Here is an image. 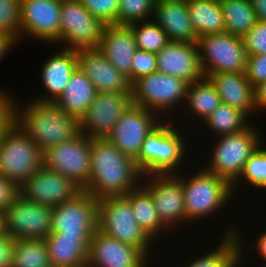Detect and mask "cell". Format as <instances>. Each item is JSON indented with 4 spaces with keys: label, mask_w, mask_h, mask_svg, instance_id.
Segmentation results:
<instances>
[{
    "label": "cell",
    "mask_w": 266,
    "mask_h": 267,
    "mask_svg": "<svg viewBox=\"0 0 266 267\" xmlns=\"http://www.w3.org/2000/svg\"><path fill=\"white\" fill-rule=\"evenodd\" d=\"M220 104L221 100L215 86L208 78L203 77L197 82L188 84L183 109L180 108L176 114L184 116L182 120L186 124L191 123L193 125L194 123L197 124V122L202 124ZM186 117L188 119H185ZM186 120L189 122H186Z\"/></svg>",
    "instance_id": "obj_27"
},
{
    "label": "cell",
    "mask_w": 266,
    "mask_h": 267,
    "mask_svg": "<svg viewBox=\"0 0 266 267\" xmlns=\"http://www.w3.org/2000/svg\"><path fill=\"white\" fill-rule=\"evenodd\" d=\"M254 103L257 114L263 110L266 111V81L254 86Z\"/></svg>",
    "instance_id": "obj_47"
},
{
    "label": "cell",
    "mask_w": 266,
    "mask_h": 267,
    "mask_svg": "<svg viewBox=\"0 0 266 267\" xmlns=\"http://www.w3.org/2000/svg\"><path fill=\"white\" fill-rule=\"evenodd\" d=\"M105 25L83 6L81 0H62L59 47L82 50L98 48Z\"/></svg>",
    "instance_id": "obj_11"
},
{
    "label": "cell",
    "mask_w": 266,
    "mask_h": 267,
    "mask_svg": "<svg viewBox=\"0 0 266 267\" xmlns=\"http://www.w3.org/2000/svg\"><path fill=\"white\" fill-rule=\"evenodd\" d=\"M187 7L198 37L225 32L220 0H187Z\"/></svg>",
    "instance_id": "obj_31"
},
{
    "label": "cell",
    "mask_w": 266,
    "mask_h": 267,
    "mask_svg": "<svg viewBox=\"0 0 266 267\" xmlns=\"http://www.w3.org/2000/svg\"><path fill=\"white\" fill-rule=\"evenodd\" d=\"M4 232L15 239L44 240L51 233L52 208L18 193L3 211Z\"/></svg>",
    "instance_id": "obj_12"
},
{
    "label": "cell",
    "mask_w": 266,
    "mask_h": 267,
    "mask_svg": "<svg viewBox=\"0 0 266 267\" xmlns=\"http://www.w3.org/2000/svg\"><path fill=\"white\" fill-rule=\"evenodd\" d=\"M130 204L132 213L138 225L147 233V235L156 242L165 233L171 232L160 222L157 210L152 196L140 185L137 189L130 192ZM163 232V233H162Z\"/></svg>",
    "instance_id": "obj_30"
},
{
    "label": "cell",
    "mask_w": 266,
    "mask_h": 267,
    "mask_svg": "<svg viewBox=\"0 0 266 267\" xmlns=\"http://www.w3.org/2000/svg\"><path fill=\"white\" fill-rule=\"evenodd\" d=\"M162 121L155 112L131 104L106 139L122 153L135 159L146 136Z\"/></svg>",
    "instance_id": "obj_16"
},
{
    "label": "cell",
    "mask_w": 266,
    "mask_h": 267,
    "mask_svg": "<svg viewBox=\"0 0 266 267\" xmlns=\"http://www.w3.org/2000/svg\"><path fill=\"white\" fill-rule=\"evenodd\" d=\"M98 230L123 243L139 248L149 259L155 243L138 225L132 213L130 192L98 200ZM152 253V255H151Z\"/></svg>",
    "instance_id": "obj_8"
},
{
    "label": "cell",
    "mask_w": 266,
    "mask_h": 267,
    "mask_svg": "<svg viewBox=\"0 0 266 267\" xmlns=\"http://www.w3.org/2000/svg\"><path fill=\"white\" fill-rule=\"evenodd\" d=\"M18 193L19 189L0 175V210L4 211Z\"/></svg>",
    "instance_id": "obj_46"
},
{
    "label": "cell",
    "mask_w": 266,
    "mask_h": 267,
    "mask_svg": "<svg viewBox=\"0 0 266 267\" xmlns=\"http://www.w3.org/2000/svg\"><path fill=\"white\" fill-rule=\"evenodd\" d=\"M81 191L72 179L44 166L19 189L27 200L51 208L67 202Z\"/></svg>",
    "instance_id": "obj_19"
},
{
    "label": "cell",
    "mask_w": 266,
    "mask_h": 267,
    "mask_svg": "<svg viewBox=\"0 0 266 267\" xmlns=\"http://www.w3.org/2000/svg\"><path fill=\"white\" fill-rule=\"evenodd\" d=\"M92 235L64 236L50 233L45 239L52 267H75L87 263Z\"/></svg>",
    "instance_id": "obj_26"
},
{
    "label": "cell",
    "mask_w": 266,
    "mask_h": 267,
    "mask_svg": "<svg viewBox=\"0 0 266 267\" xmlns=\"http://www.w3.org/2000/svg\"><path fill=\"white\" fill-rule=\"evenodd\" d=\"M4 231V219H3V211L0 210V232Z\"/></svg>",
    "instance_id": "obj_50"
},
{
    "label": "cell",
    "mask_w": 266,
    "mask_h": 267,
    "mask_svg": "<svg viewBox=\"0 0 266 267\" xmlns=\"http://www.w3.org/2000/svg\"><path fill=\"white\" fill-rule=\"evenodd\" d=\"M187 87L188 83L183 79L160 72L151 73L131 84L132 104L155 112L163 120H174L177 119L175 116H180L174 113L183 108Z\"/></svg>",
    "instance_id": "obj_7"
},
{
    "label": "cell",
    "mask_w": 266,
    "mask_h": 267,
    "mask_svg": "<svg viewBox=\"0 0 266 267\" xmlns=\"http://www.w3.org/2000/svg\"><path fill=\"white\" fill-rule=\"evenodd\" d=\"M157 55L137 49L132 58L131 84L142 76L157 72Z\"/></svg>",
    "instance_id": "obj_42"
},
{
    "label": "cell",
    "mask_w": 266,
    "mask_h": 267,
    "mask_svg": "<svg viewBox=\"0 0 266 267\" xmlns=\"http://www.w3.org/2000/svg\"><path fill=\"white\" fill-rule=\"evenodd\" d=\"M97 230L98 200L87 191L52 208L51 233L93 235Z\"/></svg>",
    "instance_id": "obj_14"
},
{
    "label": "cell",
    "mask_w": 266,
    "mask_h": 267,
    "mask_svg": "<svg viewBox=\"0 0 266 267\" xmlns=\"http://www.w3.org/2000/svg\"><path fill=\"white\" fill-rule=\"evenodd\" d=\"M51 266L48 249L44 240L15 239L12 249L11 267Z\"/></svg>",
    "instance_id": "obj_35"
},
{
    "label": "cell",
    "mask_w": 266,
    "mask_h": 267,
    "mask_svg": "<svg viewBox=\"0 0 266 267\" xmlns=\"http://www.w3.org/2000/svg\"><path fill=\"white\" fill-rule=\"evenodd\" d=\"M78 68L91 80L97 93H131V83L99 48L77 50Z\"/></svg>",
    "instance_id": "obj_20"
},
{
    "label": "cell",
    "mask_w": 266,
    "mask_h": 267,
    "mask_svg": "<svg viewBox=\"0 0 266 267\" xmlns=\"http://www.w3.org/2000/svg\"><path fill=\"white\" fill-rule=\"evenodd\" d=\"M156 0H119L118 25L153 20Z\"/></svg>",
    "instance_id": "obj_38"
},
{
    "label": "cell",
    "mask_w": 266,
    "mask_h": 267,
    "mask_svg": "<svg viewBox=\"0 0 266 267\" xmlns=\"http://www.w3.org/2000/svg\"><path fill=\"white\" fill-rule=\"evenodd\" d=\"M225 32L243 37L257 23L251 0H220Z\"/></svg>",
    "instance_id": "obj_32"
},
{
    "label": "cell",
    "mask_w": 266,
    "mask_h": 267,
    "mask_svg": "<svg viewBox=\"0 0 266 267\" xmlns=\"http://www.w3.org/2000/svg\"><path fill=\"white\" fill-rule=\"evenodd\" d=\"M197 47L204 77L246 70L248 56L242 37L227 32L206 34L198 37Z\"/></svg>",
    "instance_id": "obj_9"
},
{
    "label": "cell",
    "mask_w": 266,
    "mask_h": 267,
    "mask_svg": "<svg viewBox=\"0 0 266 267\" xmlns=\"http://www.w3.org/2000/svg\"><path fill=\"white\" fill-rule=\"evenodd\" d=\"M242 39L247 56L266 54V23L257 21Z\"/></svg>",
    "instance_id": "obj_43"
},
{
    "label": "cell",
    "mask_w": 266,
    "mask_h": 267,
    "mask_svg": "<svg viewBox=\"0 0 266 267\" xmlns=\"http://www.w3.org/2000/svg\"><path fill=\"white\" fill-rule=\"evenodd\" d=\"M220 239V240H219ZM218 243L214 246H209L211 248L204 249L206 252L198 251V256L191 254L192 258L186 261V263L181 264L178 267H241L240 249L239 243L236 235L220 236L218 238ZM216 246V247H215ZM209 250V251H208Z\"/></svg>",
    "instance_id": "obj_29"
},
{
    "label": "cell",
    "mask_w": 266,
    "mask_h": 267,
    "mask_svg": "<svg viewBox=\"0 0 266 267\" xmlns=\"http://www.w3.org/2000/svg\"><path fill=\"white\" fill-rule=\"evenodd\" d=\"M199 124L207 128V133L215 137L235 134L246 129L252 122L240 110L221 103L203 122ZM211 131V132H210Z\"/></svg>",
    "instance_id": "obj_33"
},
{
    "label": "cell",
    "mask_w": 266,
    "mask_h": 267,
    "mask_svg": "<svg viewBox=\"0 0 266 267\" xmlns=\"http://www.w3.org/2000/svg\"><path fill=\"white\" fill-rule=\"evenodd\" d=\"M61 3L62 0H21V39L30 37L54 47L58 44L59 48Z\"/></svg>",
    "instance_id": "obj_15"
},
{
    "label": "cell",
    "mask_w": 266,
    "mask_h": 267,
    "mask_svg": "<svg viewBox=\"0 0 266 267\" xmlns=\"http://www.w3.org/2000/svg\"><path fill=\"white\" fill-rule=\"evenodd\" d=\"M206 78L215 86L221 103L240 110L250 120L257 113L254 103V87L247 79L245 72L214 73Z\"/></svg>",
    "instance_id": "obj_24"
},
{
    "label": "cell",
    "mask_w": 266,
    "mask_h": 267,
    "mask_svg": "<svg viewBox=\"0 0 266 267\" xmlns=\"http://www.w3.org/2000/svg\"><path fill=\"white\" fill-rule=\"evenodd\" d=\"M43 166L42 149L17 124L0 139V175L17 189Z\"/></svg>",
    "instance_id": "obj_6"
},
{
    "label": "cell",
    "mask_w": 266,
    "mask_h": 267,
    "mask_svg": "<svg viewBox=\"0 0 266 267\" xmlns=\"http://www.w3.org/2000/svg\"><path fill=\"white\" fill-rule=\"evenodd\" d=\"M21 0H0V32L21 41Z\"/></svg>",
    "instance_id": "obj_39"
},
{
    "label": "cell",
    "mask_w": 266,
    "mask_h": 267,
    "mask_svg": "<svg viewBox=\"0 0 266 267\" xmlns=\"http://www.w3.org/2000/svg\"><path fill=\"white\" fill-rule=\"evenodd\" d=\"M153 20L165 31L169 42L197 43L187 0H156Z\"/></svg>",
    "instance_id": "obj_23"
},
{
    "label": "cell",
    "mask_w": 266,
    "mask_h": 267,
    "mask_svg": "<svg viewBox=\"0 0 266 267\" xmlns=\"http://www.w3.org/2000/svg\"><path fill=\"white\" fill-rule=\"evenodd\" d=\"M75 267H89L88 263H84L82 265H79V266H75Z\"/></svg>",
    "instance_id": "obj_51"
},
{
    "label": "cell",
    "mask_w": 266,
    "mask_h": 267,
    "mask_svg": "<svg viewBox=\"0 0 266 267\" xmlns=\"http://www.w3.org/2000/svg\"><path fill=\"white\" fill-rule=\"evenodd\" d=\"M86 10L104 25H118L119 0H81Z\"/></svg>",
    "instance_id": "obj_40"
},
{
    "label": "cell",
    "mask_w": 266,
    "mask_h": 267,
    "mask_svg": "<svg viewBox=\"0 0 266 267\" xmlns=\"http://www.w3.org/2000/svg\"><path fill=\"white\" fill-rule=\"evenodd\" d=\"M16 124L20 126L44 152L50 147L68 142L80 133L79 120L54 102L29 100L16 103Z\"/></svg>",
    "instance_id": "obj_3"
},
{
    "label": "cell",
    "mask_w": 266,
    "mask_h": 267,
    "mask_svg": "<svg viewBox=\"0 0 266 267\" xmlns=\"http://www.w3.org/2000/svg\"><path fill=\"white\" fill-rule=\"evenodd\" d=\"M245 74L253 87L266 81V54L248 56Z\"/></svg>",
    "instance_id": "obj_44"
},
{
    "label": "cell",
    "mask_w": 266,
    "mask_h": 267,
    "mask_svg": "<svg viewBox=\"0 0 266 267\" xmlns=\"http://www.w3.org/2000/svg\"><path fill=\"white\" fill-rule=\"evenodd\" d=\"M256 126L251 123L241 132L214 137L212 148H208L211 150L209 159H203L206 162L201 166L232 184L240 176L245 162L265 141L261 128Z\"/></svg>",
    "instance_id": "obj_5"
},
{
    "label": "cell",
    "mask_w": 266,
    "mask_h": 267,
    "mask_svg": "<svg viewBox=\"0 0 266 267\" xmlns=\"http://www.w3.org/2000/svg\"><path fill=\"white\" fill-rule=\"evenodd\" d=\"M17 42L10 37L9 35L0 32V61L5 58V55L8 56L11 49H14V46H17Z\"/></svg>",
    "instance_id": "obj_48"
},
{
    "label": "cell",
    "mask_w": 266,
    "mask_h": 267,
    "mask_svg": "<svg viewBox=\"0 0 266 267\" xmlns=\"http://www.w3.org/2000/svg\"><path fill=\"white\" fill-rule=\"evenodd\" d=\"M187 168L182 171V187L185 202L186 225L203 223V220L213 219L220 210L228 206L234 197L231 184L224 178L216 176L203 167L197 171ZM185 175H184V173ZM189 172L191 174H189ZM216 213V214H215Z\"/></svg>",
    "instance_id": "obj_4"
},
{
    "label": "cell",
    "mask_w": 266,
    "mask_h": 267,
    "mask_svg": "<svg viewBox=\"0 0 266 267\" xmlns=\"http://www.w3.org/2000/svg\"><path fill=\"white\" fill-rule=\"evenodd\" d=\"M141 185L152 196L159 220L169 231L175 233L178 228L182 230L184 226L186 227L182 171L171 174L144 175Z\"/></svg>",
    "instance_id": "obj_10"
},
{
    "label": "cell",
    "mask_w": 266,
    "mask_h": 267,
    "mask_svg": "<svg viewBox=\"0 0 266 267\" xmlns=\"http://www.w3.org/2000/svg\"><path fill=\"white\" fill-rule=\"evenodd\" d=\"M128 26L134 34L137 49L157 54L169 42L165 31L154 20Z\"/></svg>",
    "instance_id": "obj_36"
},
{
    "label": "cell",
    "mask_w": 266,
    "mask_h": 267,
    "mask_svg": "<svg viewBox=\"0 0 266 267\" xmlns=\"http://www.w3.org/2000/svg\"><path fill=\"white\" fill-rule=\"evenodd\" d=\"M225 223L226 224L223 226V232H221L222 234L219 236L236 235L240 249L241 267L248 264L247 262L249 261V255L251 253L255 256L258 255L255 258H259L261 260V262H259V264L261 263L259 267H266V229H264V231L262 230L260 233H258V235L254 234L256 236V240L254 238V241H249L248 239H245V237H242V230L240 229L241 227L238 226L237 221L236 223H232L231 221L229 224H227V222ZM246 243L247 245H245ZM244 261L246 262L243 263Z\"/></svg>",
    "instance_id": "obj_37"
},
{
    "label": "cell",
    "mask_w": 266,
    "mask_h": 267,
    "mask_svg": "<svg viewBox=\"0 0 266 267\" xmlns=\"http://www.w3.org/2000/svg\"><path fill=\"white\" fill-rule=\"evenodd\" d=\"M266 144L263 142L245 162L240 176L231 184L234 197L236 192L246 187L254 192H266ZM244 185H243V184ZM242 185V186H241ZM247 185V186H246ZM245 186V187H244ZM240 187V188H239ZM243 187V188H242ZM255 189V190H254Z\"/></svg>",
    "instance_id": "obj_34"
},
{
    "label": "cell",
    "mask_w": 266,
    "mask_h": 267,
    "mask_svg": "<svg viewBox=\"0 0 266 267\" xmlns=\"http://www.w3.org/2000/svg\"><path fill=\"white\" fill-rule=\"evenodd\" d=\"M14 239L6 232H0V267L12 266V249Z\"/></svg>",
    "instance_id": "obj_45"
},
{
    "label": "cell",
    "mask_w": 266,
    "mask_h": 267,
    "mask_svg": "<svg viewBox=\"0 0 266 267\" xmlns=\"http://www.w3.org/2000/svg\"><path fill=\"white\" fill-rule=\"evenodd\" d=\"M96 93L91 80L77 68L67 83L64 92L53 102L64 113L80 121L91 106Z\"/></svg>",
    "instance_id": "obj_28"
},
{
    "label": "cell",
    "mask_w": 266,
    "mask_h": 267,
    "mask_svg": "<svg viewBox=\"0 0 266 267\" xmlns=\"http://www.w3.org/2000/svg\"><path fill=\"white\" fill-rule=\"evenodd\" d=\"M41 67L39 74L44 94L33 99L53 102L64 92L72 74L78 68L77 51L60 47L59 51L51 53L44 60Z\"/></svg>",
    "instance_id": "obj_22"
},
{
    "label": "cell",
    "mask_w": 266,
    "mask_h": 267,
    "mask_svg": "<svg viewBox=\"0 0 266 267\" xmlns=\"http://www.w3.org/2000/svg\"><path fill=\"white\" fill-rule=\"evenodd\" d=\"M92 139L83 133L43 152L44 167L72 179L82 189L89 183Z\"/></svg>",
    "instance_id": "obj_13"
},
{
    "label": "cell",
    "mask_w": 266,
    "mask_h": 267,
    "mask_svg": "<svg viewBox=\"0 0 266 267\" xmlns=\"http://www.w3.org/2000/svg\"><path fill=\"white\" fill-rule=\"evenodd\" d=\"M131 104V93H96L79 121L80 132L91 139H106Z\"/></svg>",
    "instance_id": "obj_17"
},
{
    "label": "cell",
    "mask_w": 266,
    "mask_h": 267,
    "mask_svg": "<svg viewBox=\"0 0 266 267\" xmlns=\"http://www.w3.org/2000/svg\"><path fill=\"white\" fill-rule=\"evenodd\" d=\"M98 48L131 83L132 58L137 50L132 29L128 25H105Z\"/></svg>",
    "instance_id": "obj_25"
},
{
    "label": "cell",
    "mask_w": 266,
    "mask_h": 267,
    "mask_svg": "<svg viewBox=\"0 0 266 267\" xmlns=\"http://www.w3.org/2000/svg\"><path fill=\"white\" fill-rule=\"evenodd\" d=\"M89 183L82 189L97 200L122 196L141 185L142 173L134 159L107 139H92Z\"/></svg>",
    "instance_id": "obj_1"
},
{
    "label": "cell",
    "mask_w": 266,
    "mask_h": 267,
    "mask_svg": "<svg viewBox=\"0 0 266 267\" xmlns=\"http://www.w3.org/2000/svg\"><path fill=\"white\" fill-rule=\"evenodd\" d=\"M153 260L139 249L97 230L89 242V267H151Z\"/></svg>",
    "instance_id": "obj_18"
},
{
    "label": "cell",
    "mask_w": 266,
    "mask_h": 267,
    "mask_svg": "<svg viewBox=\"0 0 266 267\" xmlns=\"http://www.w3.org/2000/svg\"><path fill=\"white\" fill-rule=\"evenodd\" d=\"M258 21L266 23V0H251Z\"/></svg>",
    "instance_id": "obj_49"
},
{
    "label": "cell",
    "mask_w": 266,
    "mask_h": 267,
    "mask_svg": "<svg viewBox=\"0 0 266 267\" xmlns=\"http://www.w3.org/2000/svg\"><path fill=\"white\" fill-rule=\"evenodd\" d=\"M0 88V139L16 124L17 96Z\"/></svg>",
    "instance_id": "obj_41"
},
{
    "label": "cell",
    "mask_w": 266,
    "mask_h": 267,
    "mask_svg": "<svg viewBox=\"0 0 266 267\" xmlns=\"http://www.w3.org/2000/svg\"><path fill=\"white\" fill-rule=\"evenodd\" d=\"M182 122L165 119L146 136L138 156L134 159L143 176L184 171L185 160L192 156L189 155V140L192 137L187 138L189 135L186 131L190 130L181 126Z\"/></svg>",
    "instance_id": "obj_2"
},
{
    "label": "cell",
    "mask_w": 266,
    "mask_h": 267,
    "mask_svg": "<svg viewBox=\"0 0 266 267\" xmlns=\"http://www.w3.org/2000/svg\"><path fill=\"white\" fill-rule=\"evenodd\" d=\"M156 55L157 72L183 79L188 84L204 77L197 43L168 42Z\"/></svg>",
    "instance_id": "obj_21"
}]
</instances>
